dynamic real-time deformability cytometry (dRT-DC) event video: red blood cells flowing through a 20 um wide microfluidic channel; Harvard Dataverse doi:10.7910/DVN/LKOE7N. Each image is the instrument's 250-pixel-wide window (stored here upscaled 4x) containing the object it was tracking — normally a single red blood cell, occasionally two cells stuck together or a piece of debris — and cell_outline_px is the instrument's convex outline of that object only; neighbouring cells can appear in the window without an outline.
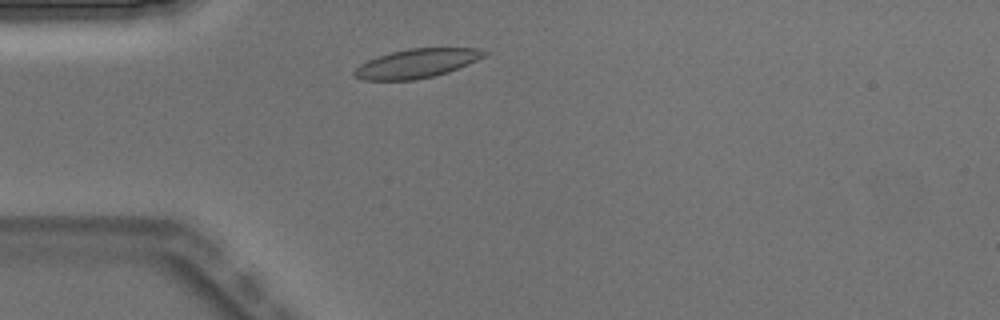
{"species": "Egyptian fruit bat (a non-hibernating species)", "species_latin": "Rousettus aegyptiacus", "temperature_condition": "warm", "stored_images_in_passage": 2, "camera_frame_rate_fps": 3000, "um_per_image_px": 0.085, "animal": {"sex": "male"}, "frame": {"image": 1, "passage_image": 1, "time_ms": 0.0, "image_size_px": [1000, 320], "cell_outline_px": [[488, 52], [484, 56], [468, 64], [448, 72], [416, 80], [364, 80], [356, 76], [352, 72], [360, 64], [368, 60], [392, 52], [408, 48], [480, 48]], "centroid_in_image_um": [35.43, 5.39], "position_along_channel_um": 49.6, "area_um2": 21.73}}